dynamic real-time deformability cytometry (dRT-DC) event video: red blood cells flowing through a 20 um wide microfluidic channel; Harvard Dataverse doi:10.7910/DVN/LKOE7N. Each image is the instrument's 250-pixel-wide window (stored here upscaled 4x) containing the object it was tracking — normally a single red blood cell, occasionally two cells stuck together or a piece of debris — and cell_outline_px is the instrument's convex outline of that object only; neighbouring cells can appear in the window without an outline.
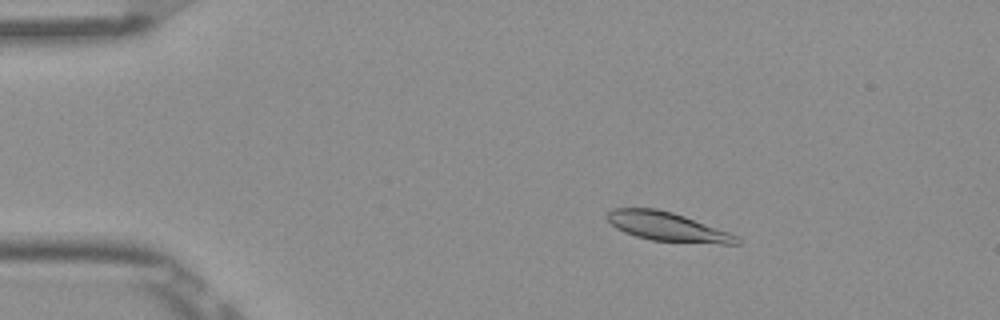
{"species": "Egyptian fruit bat (a non-hibernating species)", "species_latin": "Rousettus aegyptiacus", "temperature_condition": "room temperature", "stored_images_in_passage": 53, "camera_frame_rate_fps": 3000, "um_per_image_px": 0.085, "frame": {"image": 1, "passage_image": 9, "time_ms": 2.667, "image_size_px": [1000, 320], "cell_outline_px": [[740, 244], [720, 244], [652, 240], [636, 236], [624, 232], [616, 228], [604, 216], [612, 208], [656, 208], [672, 212], [684, 216], [740, 236]], "centroid_in_image_um": [56.73, 19.27], "position_along_channel_um": 28.3, "area_um2": 21.85}}
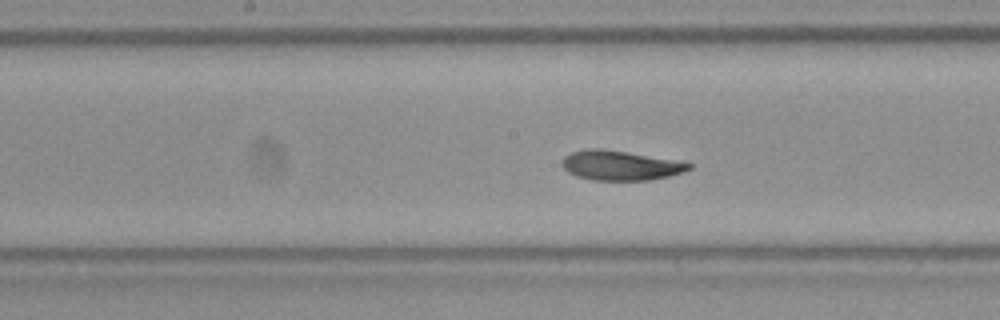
{"frame": {"image": 2, "passage_image": 27, "time_ms": 8.667, "image_size_px": [1000, 320], "cell_outline_px": [[692, 168], [668, 176], [648, 180], [592, 180], [576, 176], [568, 172], [560, 164], [560, 160], [564, 156], [572, 152], [588, 148], [600, 148], [672, 160], [692, 164]], "centroid_in_image_um": [52.63, 14.06], "position_along_channel_um": 195.6, "area_um2": 21.56}}
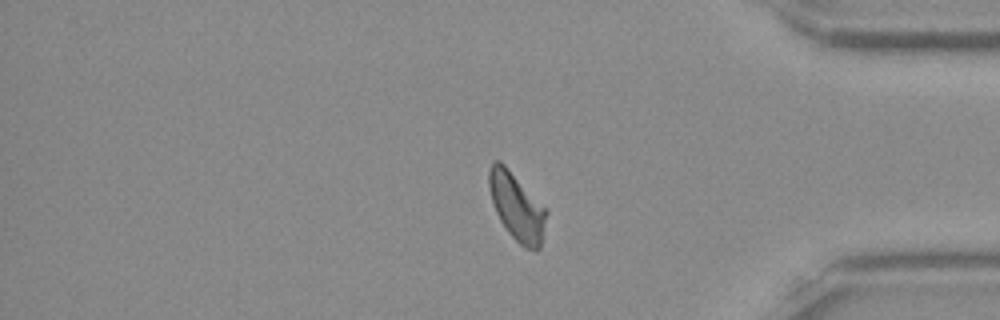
{"frame": {"image": 3, "passage_image": 44, "time_ms": 14.333, "image_size_px": [1000, 320], "cell_outline_px": [[548, 212], [540, 248], [536, 252], [524, 248], [508, 232], [500, 220], [496, 212], [492, 200], [488, 184], [488, 168], [492, 160], [500, 160], [548, 208]], "centroid_in_image_um": [43.95, 17.56], "position_along_channel_um": 391.3, "area_um2": 22.95}, "authors_computed_cell_mechanics": {"area_um2": 22.0796, "velocity_mm_per_s": 3.8475, "shape_relaxation_time_tau1_ms": 5.3907, "shape_relaxation_time_tau2_ms": 3.4898, "deformation_change_tau1": 0.1336, "deformation_change_tau2": 0.0643}}